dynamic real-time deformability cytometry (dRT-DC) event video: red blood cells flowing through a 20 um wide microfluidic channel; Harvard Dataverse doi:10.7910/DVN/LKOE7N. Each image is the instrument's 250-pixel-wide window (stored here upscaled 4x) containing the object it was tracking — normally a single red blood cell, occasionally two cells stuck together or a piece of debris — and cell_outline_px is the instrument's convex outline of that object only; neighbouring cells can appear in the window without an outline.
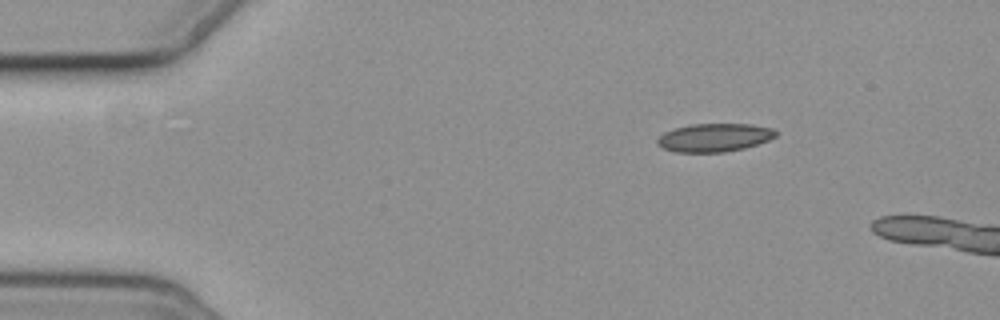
{"species": "common noctule bat (a hibernating species)", "species_latin": "Nyctalus noctula", "temperature_condition": "cold", "stored_images_in_passage": 3, "camera_frame_rate_fps": 3000, "um_per_image_px": 0.085, "animal": {"sex": "female", "body_mass_g": 19.3, "forearm_length_mm": 54.1}, "frame": {"image": 1, "passage_image": 1, "time_ms": 0.0, "image_size_px": [1000, 320], "cell_outline_px": [[776, 136], [768, 140], [744, 148], [724, 152], [672, 152], [656, 144], [656, 140], [664, 132], [688, 124], [752, 124], [772, 128], [776, 132]], "centroid_in_image_um": [60.69, 11.69], "position_along_channel_um": 24.3, "area_um2": 19.48}}